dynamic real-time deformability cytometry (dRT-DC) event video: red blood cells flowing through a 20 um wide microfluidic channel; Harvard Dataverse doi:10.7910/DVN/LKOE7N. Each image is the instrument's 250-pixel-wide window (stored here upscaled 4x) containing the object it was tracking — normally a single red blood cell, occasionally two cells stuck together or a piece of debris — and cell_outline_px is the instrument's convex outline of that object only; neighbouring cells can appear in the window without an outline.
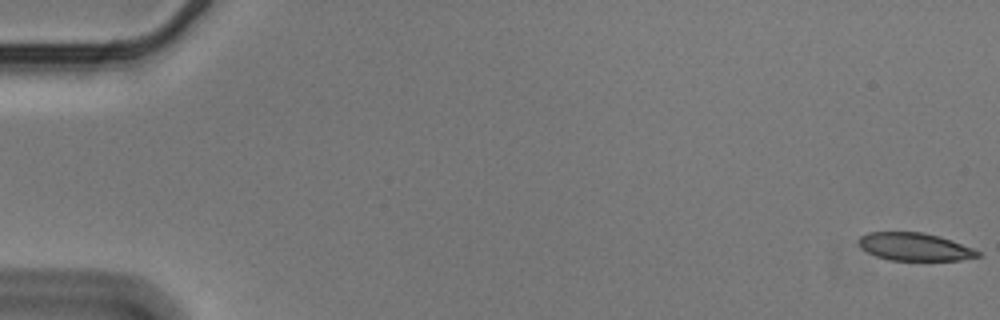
{"species": "Egyptian fruit bat (a non-hibernating species)", "species_latin": "Rousettus aegyptiacus", "temperature_condition": "cold", "stored_images_in_passage": 57, "camera_frame_rate_fps": 3000, "um_per_image_px": 0.085, "animal": {"sex": "male"}, "frame": {"image": 1, "passage_image": 1, "time_ms": 0.0, "image_size_px": [1000, 320], "cell_outline_px": [[980, 256], [960, 260], [888, 260], [876, 256], [860, 248], [860, 236], [868, 232], [924, 232], [940, 236], [952, 240], [972, 248], [980, 252]], "centroid_in_image_um": [77.75, 20.97], "position_along_channel_um": 7.3, "area_um2": 19.25}}
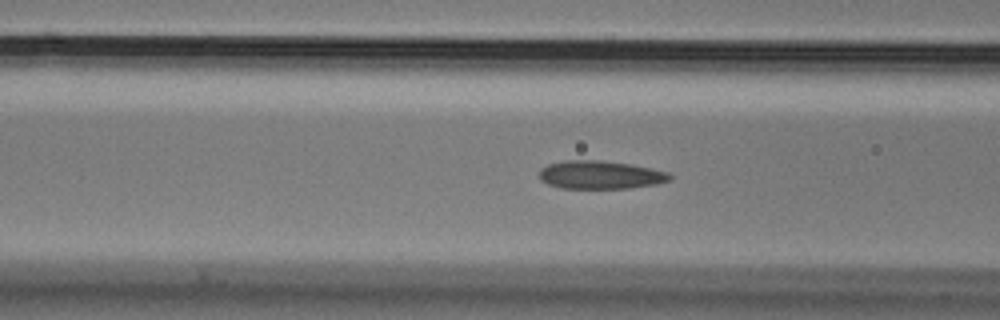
{"frame": {"image": 2, "passage_image": 23, "time_ms": 7.333, "image_size_px": [1000, 320], "cell_outline_px": [[672, 180], [656, 184], [628, 188], [560, 188], [548, 184], [540, 180], [540, 168], [548, 164], [564, 160], [600, 160], [632, 164], [652, 168], [668, 172], [672, 176]], "centroid_in_image_um": [51.04, 14.85], "position_along_channel_um": 115.6, "area_um2": 21.62}}
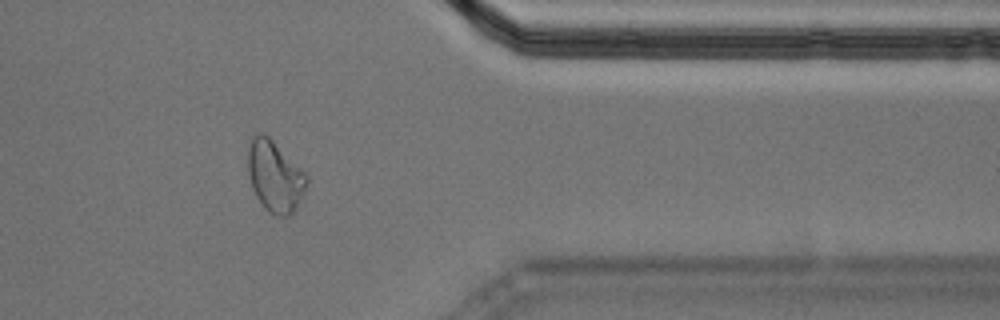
{"frame": {"image": 3, "passage_image": 47, "time_ms": 15.333, "image_size_px": [1000, 320], "cell_outline_px": [[308, 184], [296, 208], [288, 216], [276, 216], [268, 212], [264, 208], [256, 196], [252, 188], [248, 172], [248, 148], [252, 136], [256, 132], [264, 132], [308, 176]], "centroid_in_image_um": [23.35, 14.99], "position_along_channel_um": 388.1, "area_um2": 24.28}, "authors_computed_cell_mechanics": {"area_um2": 21.3282, "velocity_mm_per_s": 3.5701, "shape_relaxation_time_tau1_ms": null, "shape_relaxation_time_tau2_ms": 3.1205, "deformation_change_tau1": null, "deformation_change_tau2": 0.0925}}